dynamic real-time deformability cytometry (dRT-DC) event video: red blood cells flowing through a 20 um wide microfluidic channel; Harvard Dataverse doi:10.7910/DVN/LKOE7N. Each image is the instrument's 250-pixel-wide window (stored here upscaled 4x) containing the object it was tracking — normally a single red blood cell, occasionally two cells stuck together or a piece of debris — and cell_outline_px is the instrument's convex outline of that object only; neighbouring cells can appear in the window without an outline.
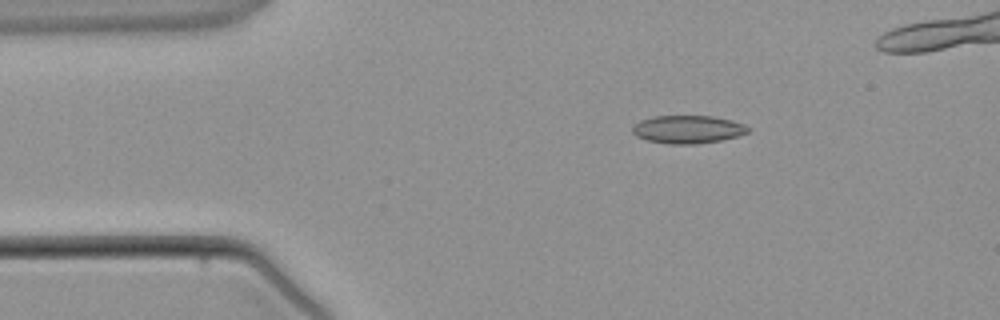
{"species": "common noctule bat (a hibernating species)", "species_latin": "Nyctalus noctula", "temperature_condition": "warm", "stored_images_in_passage": 4, "segment_of_instrument_passage": [2, 2], "camera_frame_rate_fps": 3000, "um_per_image_px": 0.085, "animal": {"sex": "male", "body_mass_g": 21.5, "forearm_length_mm": 52.0}, "frame": {"image": 1, "passage_image": 4, "time_ms": 4.0, "image_size_px": [1000, 320], "cell_outline_px": [[748, 132], [736, 136], [720, 140], [696, 144], [668, 144], [648, 140], [636, 136], [632, 132], [632, 128], [640, 120], [652, 116], [712, 116], [732, 120], [744, 124], [748, 128]], "centroid_in_image_um": [58.44, 10.99], "position_along_channel_um": 26.6, "area_um2": 18.73}}